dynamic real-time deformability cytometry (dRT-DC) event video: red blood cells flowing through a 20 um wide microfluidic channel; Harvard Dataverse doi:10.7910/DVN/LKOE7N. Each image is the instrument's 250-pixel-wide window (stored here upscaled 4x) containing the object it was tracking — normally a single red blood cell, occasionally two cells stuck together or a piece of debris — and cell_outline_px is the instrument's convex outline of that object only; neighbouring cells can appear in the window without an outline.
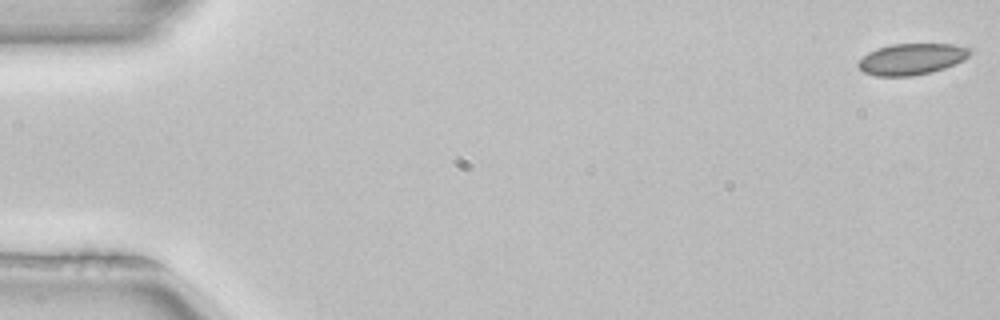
{"species": "common noctule bat (a hibernating species)", "species_latin": "Nyctalus noctula", "temperature_condition": "room temperature", "stored_images_in_passage": 3, "camera_frame_rate_fps": 3000, "um_per_image_px": 0.085, "animal": {"sex": "female", "body_mass_g": 22.7, "forearm_length_mm": 54.2}, "frame": {"image": 1, "passage_image": 1, "time_ms": 0.0, "image_size_px": [1000, 320], "cell_outline_px": [[972, 52], [964, 60], [956, 64], [932, 72], [912, 76], [876, 76], [864, 72], [856, 64], [868, 52], [876, 48], [892, 44], [952, 44], [972, 48]], "centroid_in_image_um": [77.51, 5.02], "position_along_channel_um": 7.5, "area_um2": 20.46}}
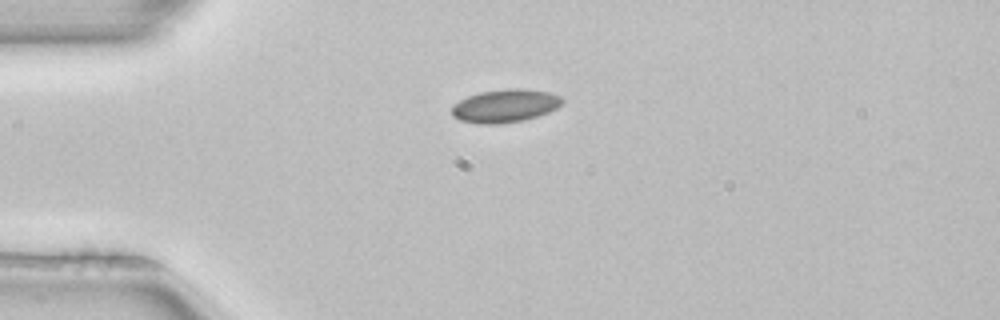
{"frame": {"image": 2, "passage_image": 3, "time_ms": 0.667, "image_size_px": [1000, 320], "cell_outline_px": [[564, 100], [556, 108], [548, 112], [524, 120], [496, 124], [476, 124], [460, 120], [452, 116], [452, 104], [468, 96], [480, 92], [508, 88], [524, 88], [548, 92], [560, 96]], "centroid_in_image_um": [42.9, 8.99], "position_along_channel_um": 42.1, "area_um2": 21.33}}